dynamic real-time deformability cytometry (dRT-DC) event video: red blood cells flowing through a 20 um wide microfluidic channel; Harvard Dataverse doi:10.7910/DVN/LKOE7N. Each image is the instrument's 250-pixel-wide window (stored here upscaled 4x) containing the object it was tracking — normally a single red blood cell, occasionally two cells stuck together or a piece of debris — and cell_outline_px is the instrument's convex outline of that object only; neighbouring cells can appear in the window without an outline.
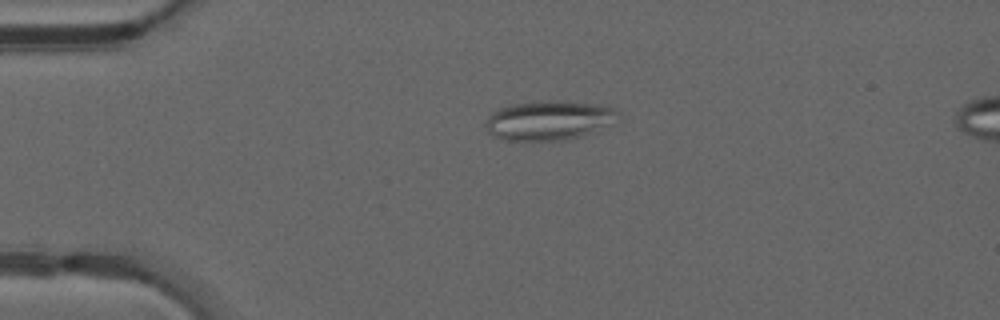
{"species": "common noctule bat (a hibernating species)", "species_latin": "Nyctalus noctula", "temperature_condition": "warm", "stored_images_in_passage": 36, "segment_of_instrument_passage": [1, 2], "camera_frame_rate_fps": 3000, "um_per_image_px": 0.085, "animal": {"sex": "male", "forearm_length_mm": 52.5}, "frame": {"image": 1, "passage_image": 7, "time_ms": 2.0, "image_size_px": [1000, 320], "cell_outline_px": [[620, 112], [584, 136], [572, 140], [504, 140], [488, 132], [484, 124], [488, 116], [492, 112], [500, 108], [512, 104], [536, 100], [564, 100], [596, 104], [616, 108]], "centroid_in_image_um": [46.55, 10.21], "position_along_channel_um": 38.5, "area_um2": 30.11}}